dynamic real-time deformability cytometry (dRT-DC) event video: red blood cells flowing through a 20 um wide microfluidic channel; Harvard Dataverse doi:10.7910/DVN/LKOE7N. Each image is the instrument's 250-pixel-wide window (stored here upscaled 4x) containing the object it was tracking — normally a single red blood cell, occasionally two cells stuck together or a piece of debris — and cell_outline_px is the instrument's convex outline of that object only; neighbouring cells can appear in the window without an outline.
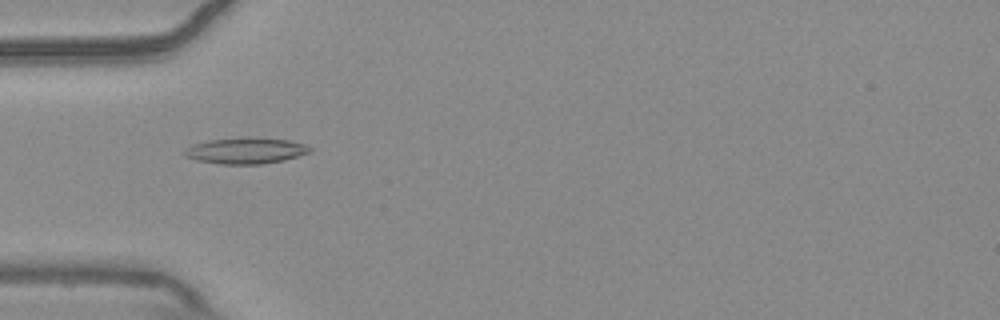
{"species": "common noctule bat (a hibernating species)", "species_latin": "Nyctalus noctula", "temperature_condition": "warm", "stored_images_in_passage": 44, "camera_frame_rate_fps": 3000, "um_per_image_px": 0.085, "animal": {"sex": "male", "body_mass_g": 20.4}, "frame": {"image": 1, "passage_image": 7, "time_ms": 2.0, "image_size_px": [1000, 320], "cell_outline_px": [[312, 152], [284, 160], [260, 164], [220, 164], [196, 160], [184, 156], [184, 152], [192, 144], [208, 140], [288, 140], [304, 144], [312, 148]], "centroid_in_image_um": [20.88, 12.86], "position_along_channel_um": 64.1, "area_um2": 18.09}}
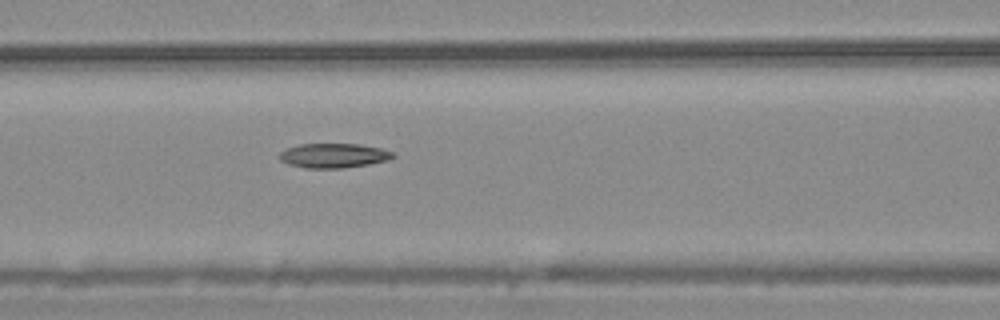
{"frame": {"image": 2, "passage_image": 13, "time_ms": 4.0, "image_size_px": [1000, 320], "cell_outline_px": [[396, 156], [388, 160], [368, 164], [344, 168], [304, 168], [288, 164], [280, 160], [280, 152], [288, 148], [300, 144], [360, 144], [380, 148], [396, 152]], "centroid_in_image_um": [28.39, 13.22], "position_along_channel_um": 138.2, "area_um2": 16.24}}
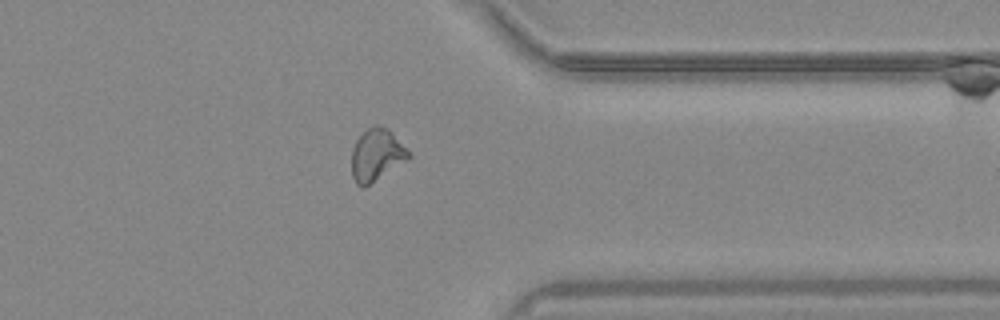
{"frame": {"image": 3, "passage_image": 33, "time_ms": 10.667, "image_size_px": [1000, 320], "cell_outline_px": [[412, 156], [408, 160], [364, 188], [356, 184], [352, 176], [352, 148], [356, 140], [368, 128], [376, 124], [388, 128]], "centroid_in_image_um": [32.0, 13.19], "position_along_channel_um": 379.4, "area_um2": 17.22}, "authors_computed_cell_mechanics": {"area_um2": 16.6753, "velocity_mm_per_s": 3.7244, "shape_relaxation_time_tau1_ms": null, "shape_relaxation_time_tau2_ms": 10.3849, "deformation_change_tau1": null, "deformation_change_tau2": 0.1641}}